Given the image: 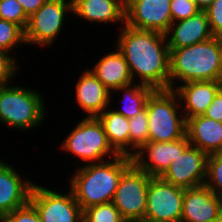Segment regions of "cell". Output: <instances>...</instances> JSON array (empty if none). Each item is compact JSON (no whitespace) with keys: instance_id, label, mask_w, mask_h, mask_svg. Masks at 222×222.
<instances>
[{"instance_id":"obj_30","label":"cell","mask_w":222,"mask_h":222,"mask_svg":"<svg viewBox=\"0 0 222 222\" xmlns=\"http://www.w3.org/2000/svg\"><path fill=\"white\" fill-rule=\"evenodd\" d=\"M0 222H42V221L37 210L30 202H28L25 206L15 209L14 211L1 217Z\"/></svg>"},{"instance_id":"obj_13","label":"cell","mask_w":222,"mask_h":222,"mask_svg":"<svg viewBox=\"0 0 222 222\" xmlns=\"http://www.w3.org/2000/svg\"><path fill=\"white\" fill-rule=\"evenodd\" d=\"M190 145L187 135L171 142L148 141L132 156L133 164L149 176L160 177L171 165L173 159Z\"/></svg>"},{"instance_id":"obj_25","label":"cell","mask_w":222,"mask_h":222,"mask_svg":"<svg viewBox=\"0 0 222 222\" xmlns=\"http://www.w3.org/2000/svg\"><path fill=\"white\" fill-rule=\"evenodd\" d=\"M26 44L25 31L15 23L0 19V50L10 53L15 46Z\"/></svg>"},{"instance_id":"obj_27","label":"cell","mask_w":222,"mask_h":222,"mask_svg":"<svg viewBox=\"0 0 222 222\" xmlns=\"http://www.w3.org/2000/svg\"><path fill=\"white\" fill-rule=\"evenodd\" d=\"M205 185L222 198V153H214L208 156Z\"/></svg>"},{"instance_id":"obj_20","label":"cell","mask_w":222,"mask_h":222,"mask_svg":"<svg viewBox=\"0 0 222 222\" xmlns=\"http://www.w3.org/2000/svg\"><path fill=\"white\" fill-rule=\"evenodd\" d=\"M90 70L93 75L112 93L116 89L134 83L125 57L117 49L102 57Z\"/></svg>"},{"instance_id":"obj_15","label":"cell","mask_w":222,"mask_h":222,"mask_svg":"<svg viewBox=\"0 0 222 222\" xmlns=\"http://www.w3.org/2000/svg\"><path fill=\"white\" fill-rule=\"evenodd\" d=\"M21 179L15 169L0 161V218L29 202L34 182Z\"/></svg>"},{"instance_id":"obj_23","label":"cell","mask_w":222,"mask_h":222,"mask_svg":"<svg viewBox=\"0 0 222 222\" xmlns=\"http://www.w3.org/2000/svg\"><path fill=\"white\" fill-rule=\"evenodd\" d=\"M115 91H124L123 104H125L122 109H116L115 111L126 118H132L145 109L147 100L155 89L141 83H131L129 85L122 86Z\"/></svg>"},{"instance_id":"obj_26","label":"cell","mask_w":222,"mask_h":222,"mask_svg":"<svg viewBox=\"0 0 222 222\" xmlns=\"http://www.w3.org/2000/svg\"><path fill=\"white\" fill-rule=\"evenodd\" d=\"M83 222H126L116 206L110 202L86 208Z\"/></svg>"},{"instance_id":"obj_11","label":"cell","mask_w":222,"mask_h":222,"mask_svg":"<svg viewBox=\"0 0 222 222\" xmlns=\"http://www.w3.org/2000/svg\"><path fill=\"white\" fill-rule=\"evenodd\" d=\"M208 156L199 148L190 145L173 159L160 178L183 189L205 185Z\"/></svg>"},{"instance_id":"obj_3","label":"cell","mask_w":222,"mask_h":222,"mask_svg":"<svg viewBox=\"0 0 222 222\" xmlns=\"http://www.w3.org/2000/svg\"><path fill=\"white\" fill-rule=\"evenodd\" d=\"M222 77V54L218 39L212 38L188 47L170 49L169 89L174 80L219 81Z\"/></svg>"},{"instance_id":"obj_18","label":"cell","mask_w":222,"mask_h":222,"mask_svg":"<svg viewBox=\"0 0 222 222\" xmlns=\"http://www.w3.org/2000/svg\"><path fill=\"white\" fill-rule=\"evenodd\" d=\"M75 88L76 103L88 114L98 117L111 103L110 91L89 70L83 72Z\"/></svg>"},{"instance_id":"obj_7","label":"cell","mask_w":222,"mask_h":222,"mask_svg":"<svg viewBox=\"0 0 222 222\" xmlns=\"http://www.w3.org/2000/svg\"><path fill=\"white\" fill-rule=\"evenodd\" d=\"M151 178L134 164L122 174L112 203L126 222L144 220Z\"/></svg>"},{"instance_id":"obj_31","label":"cell","mask_w":222,"mask_h":222,"mask_svg":"<svg viewBox=\"0 0 222 222\" xmlns=\"http://www.w3.org/2000/svg\"><path fill=\"white\" fill-rule=\"evenodd\" d=\"M10 53L0 50V86L10 85L13 76L17 73L18 64ZM9 82V83H8Z\"/></svg>"},{"instance_id":"obj_37","label":"cell","mask_w":222,"mask_h":222,"mask_svg":"<svg viewBox=\"0 0 222 222\" xmlns=\"http://www.w3.org/2000/svg\"><path fill=\"white\" fill-rule=\"evenodd\" d=\"M210 222H222V214L218 218H216Z\"/></svg>"},{"instance_id":"obj_38","label":"cell","mask_w":222,"mask_h":222,"mask_svg":"<svg viewBox=\"0 0 222 222\" xmlns=\"http://www.w3.org/2000/svg\"><path fill=\"white\" fill-rule=\"evenodd\" d=\"M219 84H220V90L222 91V77H221V79L219 80Z\"/></svg>"},{"instance_id":"obj_10","label":"cell","mask_w":222,"mask_h":222,"mask_svg":"<svg viewBox=\"0 0 222 222\" xmlns=\"http://www.w3.org/2000/svg\"><path fill=\"white\" fill-rule=\"evenodd\" d=\"M184 189L167 183L160 177L149 182L145 221L181 222Z\"/></svg>"},{"instance_id":"obj_34","label":"cell","mask_w":222,"mask_h":222,"mask_svg":"<svg viewBox=\"0 0 222 222\" xmlns=\"http://www.w3.org/2000/svg\"><path fill=\"white\" fill-rule=\"evenodd\" d=\"M25 12L30 17L34 14L47 0H17Z\"/></svg>"},{"instance_id":"obj_4","label":"cell","mask_w":222,"mask_h":222,"mask_svg":"<svg viewBox=\"0 0 222 222\" xmlns=\"http://www.w3.org/2000/svg\"><path fill=\"white\" fill-rule=\"evenodd\" d=\"M42 95L20 86H0V122L8 127L29 130L37 127L45 117Z\"/></svg>"},{"instance_id":"obj_36","label":"cell","mask_w":222,"mask_h":222,"mask_svg":"<svg viewBox=\"0 0 222 222\" xmlns=\"http://www.w3.org/2000/svg\"><path fill=\"white\" fill-rule=\"evenodd\" d=\"M218 39V43L220 46L221 54H222V34L216 37Z\"/></svg>"},{"instance_id":"obj_2","label":"cell","mask_w":222,"mask_h":222,"mask_svg":"<svg viewBox=\"0 0 222 222\" xmlns=\"http://www.w3.org/2000/svg\"><path fill=\"white\" fill-rule=\"evenodd\" d=\"M89 163L78 168L70 180V188L81 209L110 203L122 174L133 164L132 157L118 155L112 161Z\"/></svg>"},{"instance_id":"obj_24","label":"cell","mask_w":222,"mask_h":222,"mask_svg":"<svg viewBox=\"0 0 222 222\" xmlns=\"http://www.w3.org/2000/svg\"><path fill=\"white\" fill-rule=\"evenodd\" d=\"M129 133H130V149H132V156L136 153L143 144L148 142L149 127L148 115L146 108L129 118Z\"/></svg>"},{"instance_id":"obj_28","label":"cell","mask_w":222,"mask_h":222,"mask_svg":"<svg viewBox=\"0 0 222 222\" xmlns=\"http://www.w3.org/2000/svg\"><path fill=\"white\" fill-rule=\"evenodd\" d=\"M0 19L15 23L25 31L29 17L17 0H0Z\"/></svg>"},{"instance_id":"obj_19","label":"cell","mask_w":222,"mask_h":222,"mask_svg":"<svg viewBox=\"0 0 222 222\" xmlns=\"http://www.w3.org/2000/svg\"><path fill=\"white\" fill-rule=\"evenodd\" d=\"M186 135L192 146L208 155L222 153V122L204 115L188 118Z\"/></svg>"},{"instance_id":"obj_21","label":"cell","mask_w":222,"mask_h":222,"mask_svg":"<svg viewBox=\"0 0 222 222\" xmlns=\"http://www.w3.org/2000/svg\"><path fill=\"white\" fill-rule=\"evenodd\" d=\"M73 13L89 22L125 24V7L121 0H72Z\"/></svg>"},{"instance_id":"obj_5","label":"cell","mask_w":222,"mask_h":222,"mask_svg":"<svg viewBox=\"0 0 222 222\" xmlns=\"http://www.w3.org/2000/svg\"><path fill=\"white\" fill-rule=\"evenodd\" d=\"M180 106V99L171 89L155 90L151 94L145 107L148 115V141L171 142L186 135L185 117L177 114L182 108Z\"/></svg>"},{"instance_id":"obj_22","label":"cell","mask_w":222,"mask_h":222,"mask_svg":"<svg viewBox=\"0 0 222 222\" xmlns=\"http://www.w3.org/2000/svg\"><path fill=\"white\" fill-rule=\"evenodd\" d=\"M98 119L103 124L109 145L118 155L132 157L130 149L129 118L113 110H104ZM130 151V152H129Z\"/></svg>"},{"instance_id":"obj_35","label":"cell","mask_w":222,"mask_h":222,"mask_svg":"<svg viewBox=\"0 0 222 222\" xmlns=\"http://www.w3.org/2000/svg\"><path fill=\"white\" fill-rule=\"evenodd\" d=\"M201 11H205L214 0H193Z\"/></svg>"},{"instance_id":"obj_12","label":"cell","mask_w":222,"mask_h":222,"mask_svg":"<svg viewBox=\"0 0 222 222\" xmlns=\"http://www.w3.org/2000/svg\"><path fill=\"white\" fill-rule=\"evenodd\" d=\"M171 0H131L125 7V24L166 34L171 23Z\"/></svg>"},{"instance_id":"obj_32","label":"cell","mask_w":222,"mask_h":222,"mask_svg":"<svg viewBox=\"0 0 222 222\" xmlns=\"http://www.w3.org/2000/svg\"><path fill=\"white\" fill-rule=\"evenodd\" d=\"M212 34L217 37L222 34V0L214 2L205 10Z\"/></svg>"},{"instance_id":"obj_14","label":"cell","mask_w":222,"mask_h":222,"mask_svg":"<svg viewBox=\"0 0 222 222\" xmlns=\"http://www.w3.org/2000/svg\"><path fill=\"white\" fill-rule=\"evenodd\" d=\"M222 214V198L206 185L184 189L181 222H210Z\"/></svg>"},{"instance_id":"obj_33","label":"cell","mask_w":222,"mask_h":222,"mask_svg":"<svg viewBox=\"0 0 222 222\" xmlns=\"http://www.w3.org/2000/svg\"><path fill=\"white\" fill-rule=\"evenodd\" d=\"M205 117L212 118L213 120L222 122V91L219 90L215 95L213 102L209 105L206 112L203 114Z\"/></svg>"},{"instance_id":"obj_6","label":"cell","mask_w":222,"mask_h":222,"mask_svg":"<svg viewBox=\"0 0 222 222\" xmlns=\"http://www.w3.org/2000/svg\"><path fill=\"white\" fill-rule=\"evenodd\" d=\"M61 148L83 162L99 163L110 154H118L109 145L103 124L98 117H84L63 141Z\"/></svg>"},{"instance_id":"obj_29","label":"cell","mask_w":222,"mask_h":222,"mask_svg":"<svg viewBox=\"0 0 222 222\" xmlns=\"http://www.w3.org/2000/svg\"><path fill=\"white\" fill-rule=\"evenodd\" d=\"M172 23L197 15L201 10L193 0H171Z\"/></svg>"},{"instance_id":"obj_9","label":"cell","mask_w":222,"mask_h":222,"mask_svg":"<svg viewBox=\"0 0 222 222\" xmlns=\"http://www.w3.org/2000/svg\"><path fill=\"white\" fill-rule=\"evenodd\" d=\"M29 202L42 222H83V210L71 189L68 194H62L34 183Z\"/></svg>"},{"instance_id":"obj_39","label":"cell","mask_w":222,"mask_h":222,"mask_svg":"<svg viewBox=\"0 0 222 222\" xmlns=\"http://www.w3.org/2000/svg\"><path fill=\"white\" fill-rule=\"evenodd\" d=\"M125 5L129 3L131 0H121Z\"/></svg>"},{"instance_id":"obj_1","label":"cell","mask_w":222,"mask_h":222,"mask_svg":"<svg viewBox=\"0 0 222 222\" xmlns=\"http://www.w3.org/2000/svg\"><path fill=\"white\" fill-rule=\"evenodd\" d=\"M123 27L116 49L125 57L133 80L138 75L143 85L169 89L170 49L165 34L126 24Z\"/></svg>"},{"instance_id":"obj_16","label":"cell","mask_w":222,"mask_h":222,"mask_svg":"<svg viewBox=\"0 0 222 222\" xmlns=\"http://www.w3.org/2000/svg\"><path fill=\"white\" fill-rule=\"evenodd\" d=\"M219 90V81H190L177 85L173 89L178 98L181 99V105L184 102L181 113L185 120L203 115Z\"/></svg>"},{"instance_id":"obj_8","label":"cell","mask_w":222,"mask_h":222,"mask_svg":"<svg viewBox=\"0 0 222 222\" xmlns=\"http://www.w3.org/2000/svg\"><path fill=\"white\" fill-rule=\"evenodd\" d=\"M73 13L72 0H47L29 17L25 29V41L29 44L49 47L62 31L66 13Z\"/></svg>"},{"instance_id":"obj_17","label":"cell","mask_w":222,"mask_h":222,"mask_svg":"<svg viewBox=\"0 0 222 222\" xmlns=\"http://www.w3.org/2000/svg\"><path fill=\"white\" fill-rule=\"evenodd\" d=\"M165 36L169 49H176L206 41L214 35L206 12L201 11L195 16L171 23Z\"/></svg>"}]
</instances>
